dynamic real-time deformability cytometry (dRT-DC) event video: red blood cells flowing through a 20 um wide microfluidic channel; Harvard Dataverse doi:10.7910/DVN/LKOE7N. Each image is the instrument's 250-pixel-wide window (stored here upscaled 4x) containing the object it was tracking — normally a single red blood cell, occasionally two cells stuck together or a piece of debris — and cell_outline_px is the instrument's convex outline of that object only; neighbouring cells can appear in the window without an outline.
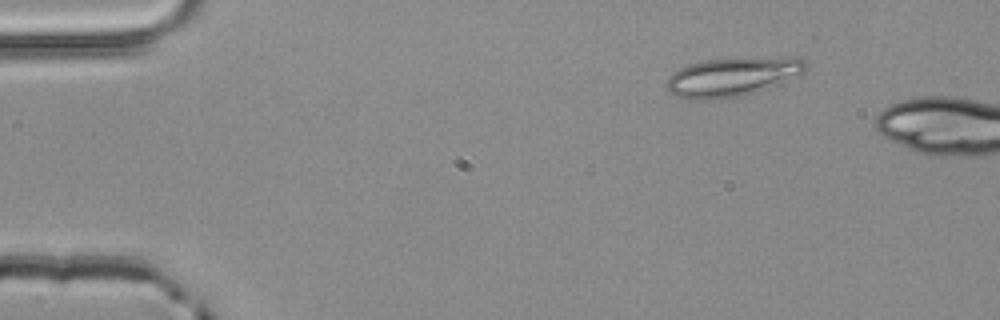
{"species": "common noctule bat (a hibernating species)", "species_latin": "Nyctalus noctula", "temperature_condition": "room temperature", "stored_images_in_passage": 3, "camera_frame_rate_fps": 3000, "um_per_image_px": 0.085, "animal": {"sex": "male", "body_mass_g": 20.4}, "frame": {"image": 1, "passage_image": 2, "time_ms": 0.333, "image_size_px": [1000, 320], "cell_outline_px": [[808, 68], [800, 76], [756, 92], [740, 96], [708, 100], [688, 100], [676, 96], [668, 92], [664, 84], [668, 76], [672, 72], [688, 64], [704, 60], [784, 56], [796, 56], [804, 60], [808, 64]], "centroid_in_image_um": [62.26, 6.52], "position_along_channel_um": 22.7, "area_um2": 32.31}}